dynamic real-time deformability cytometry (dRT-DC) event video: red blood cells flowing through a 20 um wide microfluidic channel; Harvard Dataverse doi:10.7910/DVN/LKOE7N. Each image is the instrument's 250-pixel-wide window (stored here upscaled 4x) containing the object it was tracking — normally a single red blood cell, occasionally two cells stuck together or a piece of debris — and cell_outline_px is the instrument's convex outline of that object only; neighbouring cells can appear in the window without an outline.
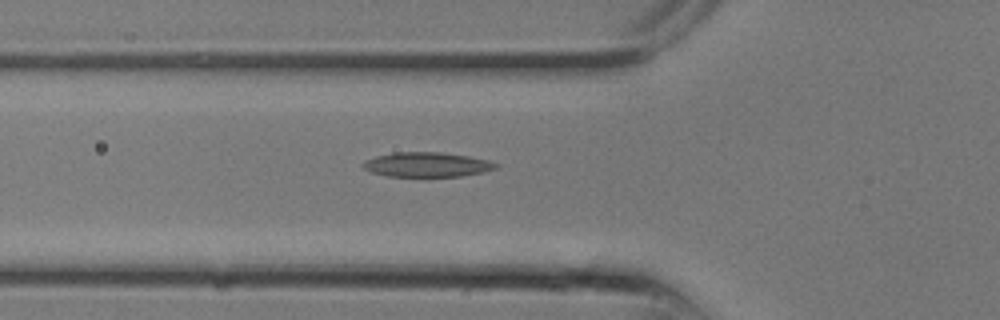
{"species": "common noctule bat (a hibernating species)", "species_latin": "Nyctalus noctula", "temperature_condition": "room temperature", "stored_images_in_passage": 10, "camera_frame_rate_fps": 3000, "um_per_image_px": 0.085, "animal": {"sex": "male", "body_mass_g": 13.3}, "frame": {"image": 1, "passage_image": 7, "time_ms": 2.0, "image_size_px": [1000, 320], "cell_outline_px": [[500, 164], [496, 168], [484, 172], [460, 176], [388, 176], [372, 172], [364, 168], [360, 164], [364, 160], [376, 156], [392, 152], [440, 152], [468, 156], [488, 160]], "centroid_in_image_um": [36.28, 13.98], "position_along_channel_um": 89.5, "area_um2": 19.07}}
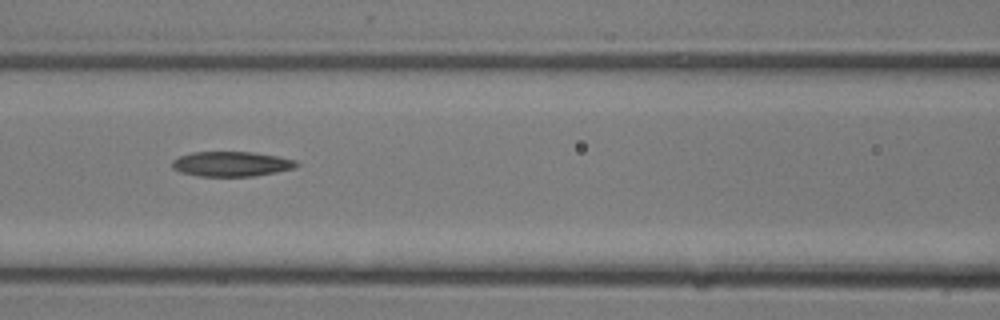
{"frame": {"image": 2, "passage_image": 9, "time_ms": 2.667, "image_size_px": [1000, 320], "cell_outline_px": [[300, 164], [296, 168], [276, 172], [252, 176], [196, 176], [180, 172], [172, 168], [172, 160], [180, 156], [192, 152], [252, 152], [276, 156], [296, 160]], "centroid_in_image_um": [19.66, 13.94], "position_along_channel_um": 146.9, "area_um2": 18.09}}